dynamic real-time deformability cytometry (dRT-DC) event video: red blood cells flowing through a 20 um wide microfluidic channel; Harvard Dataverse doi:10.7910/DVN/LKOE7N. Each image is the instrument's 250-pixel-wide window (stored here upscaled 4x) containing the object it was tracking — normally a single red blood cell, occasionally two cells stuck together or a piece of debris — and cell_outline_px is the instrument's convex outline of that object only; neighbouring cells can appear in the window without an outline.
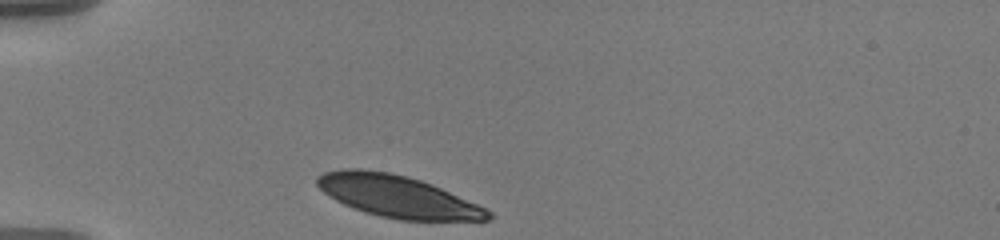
{"species": "human", "species_latin": "Homo sapiens", "temperature_condition": "warm", "stored_images_in_passage": 34, "camera_frame_rate_fps": 3000, "um_per_image_px": 0.085, "donor": {"sex": "male"}, "frame": {"image": 1, "passage_image": 1, "time_ms": 0.0, "image_size_px": [1000, 240], "cell_outline_px": [[492, 220], [400, 220], [380, 216], [364, 212], [344, 204], [328, 196], [316, 184], [316, 176], [324, 172], [344, 168], [360, 168], [388, 172], [408, 176], [432, 184], [476, 204], [492, 212]], "centroid_in_image_um": [33.75, 16.68], "position_along_channel_um": 51.3, "area_um2": 41.62}}
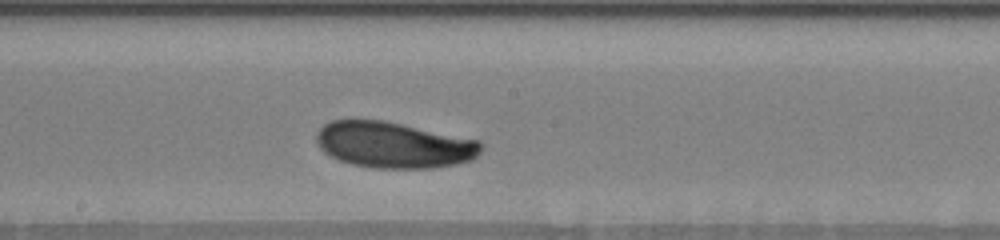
{"frame": {"image": 2, "passage_image": 17, "time_ms": 5.333, "image_size_px": [1000, 240], "cell_outline_px": [[480, 152], [472, 160], [456, 164], [432, 168], [372, 168], [352, 164], [340, 160], [324, 152], [320, 148], [316, 140], [316, 132], [324, 124], [332, 120], [384, 120], [480, 140]], "centroid_in_image_um": [33.46, 12.32], "position_along_channel_um": 214.7, "area_um2": 44.22}}
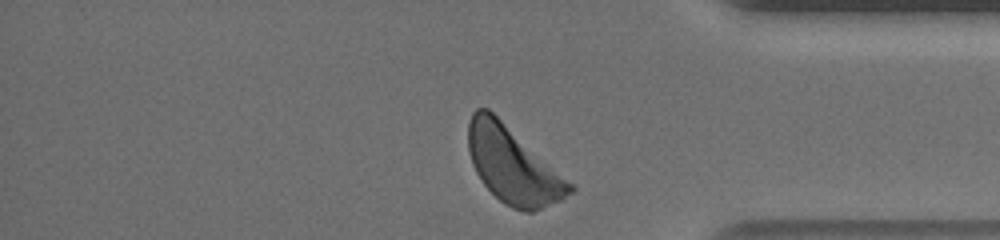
{"frame": {"image": 3, "passage_image": 33, "time_ms": 10.667, "image_size_px": [1000, 240], "cell_outline_px": [[576, 188], [572, 192], [560, 200], [532, 212], [528, 212], [512, 208], [504, 204], [484, 184], [476, 172], [472, 164], [468, 148], [468, 124], [472, 112], [476, 108], [488, 108], [576, 184]], "centroid_in_image_um": [43.63, 14.04], "position_along_channel_um": 391.6, "area_um2": 45.37}, "authors_computed_cell_mechanics": {"area_um2": 43.9858, "velocity_mm_per_s": 3.5183, "shape_relaxation_time_tau1_ms": 3.2408, "shape_relaxation_time_tau2_ms": null, "deformation_change_tau1": 0.1162, "deformation_change_tau2": null}}